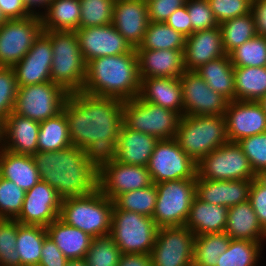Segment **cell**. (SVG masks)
Listing matches in <instances>:
<instances>
[{"label":"cell","mask_w":266,"mask_h":266,"mask_svg":"<svg viewBox=\"0 0 266 266\" xmlns=\"http://www.w3.org/2000/svg\"><path fill=\"white\" fill-rule=\"evenodd\" d=\"M194 71L212 90L224 96L229 102L235 100L234 66L229 55L211 60Z\"/></svg>","instance_id":"cell-32"},{"label":"cell","mask_w":266,"mask_h":266,"mask_svg":"<svg viewBox=\"0 0 266 266\" xmlns=\"http://www.w3.org/2000/svg\"><path fill=\"white\" fill-rule=\"evenodd\" d=\"M195 235L185 225L158 228L152 266H192Z\"/></svg>","instance_id":"cell-13"},{"label":"cell","mask_w":266,"mask_h":266,"mask_svg":"<svg viewBox=\"0 0 266 266\" xmlns=\"http://www.w3.org/2000/svg\"><path fill=\"white\" fill-rule=\"evenodd\" d=\"M235 100L259 102L266 95V67H234Z\"/></svg>","instance_id":"cell-35"},{"label":"cell","mask_w":266,"mask_h":266,"mask_svg":"<svg viewBox=\"0 0 266 266\" xmlns=\"http://www.w3.org/2000/svg\"><path fill=\"white\" fill-rule=\"evenodd\" d=\"M165 23L186 37L192 34V24L186 5L176 9Z\"/></svg>","instance_id":"cell-54"},{"label":"cell","mask_w":266,"mask_h":266,"mask_svg":"<svg viewBox=\"0 0 266 266\" xmlns=\"http://www.w3.org/2000/svg\"><path fill=\"white\" fill-rule=\"evenodd\" d=\"M149 24L147 3L143 0H115L112 25L130 43L139 47Z\"/></svg>","instance_id":"cell-21"},{"label":"cell","mask_w":266,"mask_h":266,"mask_svg":"<svg viewBox=\"0 0 266 266\" xmlns=\"http://www.w3.org/2000/svg\"><path fill=\"white\" fill-rule=\"evenodd\" d=\"M256 178L266 186V169L261 170L258 174H256Z\"/></svg>","instance_id":"cell-60"},{"label":"cell","mask_w":266,"mask_h":266,"mask_svg":"<svg viewBox=\"0 0 266 266\" xmlns=\"http://www.w3.org/2000/svg\"><path fill=\"white\" fill-rule=\"evenodd\" d=\"M231 238L225 232L195 236L192 266H216Z\"/></svg>","instance_id":"cell-38"},{"label":"cell","mask_w":266,"mask_h":266,"mask_svg":"<svg viewBox=\"0 0 266 266\" xmlns=\"http://www.w3.org/2000/svg\"><path fill=\"white\" fill-rule=\"evenodd\" d=\"M8 19L5 17V15L3 14L1 7H0V25H2L3 23H5Z\"/></svg>","instance_id":"cell-62"},{"label":"cell","mask_w":266,"mask_h":266,"mask_svg":"<svg viewBox=\"0 0 266 266\" xmlns=\"http://www.w3.org/2000/svg\"><path fill=\"white\" fill-rule=\"evenodd\" d=\"M153 184L146 166L122 164L116 160L98 169V189L109 199L119 194L142 189Z\"/></svg>","instance_id":"cell-16"},{"label":"cell","mask_w":266,"mask_h":266,"mask_svg":"<svg viewBox=\"0 0 266 266\" xmlns=\"http://www.w3.org/2000/svg\"><path fill=\"white\" fill-rule=\"evenodd\" d=\"M237 143L248 158L255 174L266 169V132L246 137Z\"/></svg>","instance_id":"cell-48"},{"label":"cell","mask_w":266,"mask_h":266,"mask_svg":"<svg viewBox=\"0 0 266 266\" xmlns=\"http://www.w3.org/2000/svg\"><path fill=\"white\" fill-rule=\"evenodd\" d=\"M26 192L0 176V219H16L22 211Z\"/></svg>","instance_id":"cell-45"},{"label":"cell","mask_w":266,"mask_h":266,"mask_svg":"<svg viewBox=\"0 0 266 266\" xmlns=\"http://www.w3.org/2000/svg\"><path fill=\"white\" fill-rule=\"evenodd\" d=\"M197 176L208 180H253L256 174L242 148L235 142L215 149L197 163Z\"/></svg>","instance_id":"cell-11"},{"label":"cell","mask_w":266,"mask_h":266,"mask_svg":"<svg viewBox=\"0 0 266 266\" xmlns=\"http://www.w3.org/2000/svg\"><path fill=\"white\" fill-rule=\"evenodd\" d=\"M140 80L139 97L142 100L174 110L183 116V97L179 78L157 77Z\"/></svg>","instance_id":"cell-27"},{"label":"cell","mask_w":266,"mask_h":266,"mask_svg":"<svg viewBox=\"0 0 266 266\" xmlns=\"http://www.w3.org/2000/svg\"><path fill=\"white\" fill-rule=\"evenodd\" d=\"M219 26L222 35L223 47L227 55L257 35L251 12L246 15L227 20L219 24Z\"/></svg>","instance_id":"cell-39"},{"label":"cell","mask_w":266,"mask_h":266,"mask_svg":"<svg viewBox=\"0 0 266 266\" xmlns=\"http://www.w3.org/2000/svg\"><path fill=\"white\" fill-rule=\"evenodd\" d=\"M261 243L231 239L225 252L218 258L216 266H256Z\"/></svg>","instance_id":"cell-40"},{"label":"cell","mask_w":266,"mask_h":266,"mask_svg":"<svg viewBox=\"0 0 266 266\" xmlns=\"http://www.w3.org/2000/svg\"><path fill=\"white\" fill-rule=\"evenodd\" d=\"M115 0H80L79 28L112 24Z\"/></svg>","instance_id":"cell-44"},{"label":"cell","mask_w":266,"mask_h":266,"mask_svg":"<svg viewBox=\"0 0 266 266\" xmlns=\"http://www.w3.org/2000/svg\"><path fill=\"white\" fill-rule=\"evenodd\" d=\"M157 230L152 217L113 206L109 235L122 254H151Z\"/></svg>","instance_id":"cell-7"},{"label":"cell","mask_w":266,"mask_h":266,"mask_svg":"<svg viewBox=\"0 0 266 266\" xmlns=\"http://www.w3.org/2000/svg\"><path fill=\"white\" fill-rule=\"evenodd\" d=\"M118 266H152L150 254H121Z\"/></svg>","instance_id":"cell-57"},{"label":"cell","mask_w":266,"mask_h":266,"mask_svg":"<svg viewBox=\"0 0 266 266\" xmlns=\"http://www.w3.org/2000/svg\"><path fill=\"white\" fill-rule=\"evenodd\" d=\"M123 103L82 91L69 93L64 103L62 111L68 121L71 143L82 149L86 159L97 169L116 159Z\"/></svg>","instance_id":"cell-1"},{"label":"cell","mask_w":266,"mask_h":266,"mask_svg":"<svg viewBox=\"0 0 266 266\" xmlns=\"http://www.w3.org/2000/svg\"><path fill=\"white\" fill-rule=\"evenodd\" d=\"M68 95L52 81L18 87L13 113L42 122L62 112Z\"/></svg>","instance_id":"cell-10"},{"label":"cell","mask_w":266,"mask_h":266,"mask_svg":"<svg viewBox=\"0 0 266 266\" xmlns=\"http://www.w3.org/2000/svg\"><path fill=\"white\" fill-rule=\"evenodd\" d=\"M225 55L227 54L223 47L220 26L195 31L186 37L184 68L186 71H194L199 66Z\"/></svg>","instance_id":"cell-24"},{"label":"cell","mask_w":266,"mask_h":266,"mask_svg":"<svg viewBox=\"0 0 266 266\" xmlns=\"http://www.w3.org/2000/svg\"><path fill=\"white\" fill-rule=\"evenodd\" d=\"M185 5L192 24V34L219 26L208 0H187Z\"/></svg>","instance_id":"cell-49"},{"label":"cell","mask_w":266,"mask_h":266,"mask_svg":"<svg viewBox=\"0 0 266 266\" xmlns=\"http://www.w3.org/2000/svg\"><path fill=\"white\" fill-rule=\"evenodd\" d=\"M228 208L203 202L194 198L190 208V214L185 226L195 236L224 232L227 225Z\"/></svg>","instance_id":"cell-31"},{"label":"cell","mask_w":266,"mask_h":266,"mask_svg":"<svg viewBox=\"0 0 266 266\" xmlns=\"http://www.w3.org/2000/svg\"><path fill=\"white\" fill-rule=\"evenodd\" d=\"M32 157L40 180L54 188L62 199L87 195L98 189V169L79 147L71 145L58 151L37 152Z\"/></svg>","instance_id":"cell-2"},{"label":"cell","mask_w":266,"mask_h":266,"mask_svg":"<svg viewBox=\"0 0 266 266\" xmlns=\"http://www.w3.org/2000/svg\"><path fill=\"white\" fill-rule=\"evenodd\" d=\"M157 200L152 215L158 228L186 224L196 197V179L156 183Z\"/></svg>","instance_id":"cell-9"},{"label":"cell","mask_w":266,"mask_h":266,"mask_svg":"<svg viewBox=\"0 0 266 266\" xmlns=\"http://www.w3.org/2000/svg\"><path fill=\"white\" fill-rule=\"evenodd\" d=\"M224 117L229 142L266 132V113L259 102L230 101Z\"/></svg>","instance_id":"cell-20"},{"label":"cell","mask_w":266,"mask_h":266,"mask_svg":"<svg viewBox=\"0 0 266 266\" xmlns=\"http://www.w3.org/2000/svg\"><path fill=\"white\" fill-rule=\"evenodd\" d=\"M181 117L176 111L148 103L139 96L123 103V124L159 140L175 137Z\"/></svg>","instance_id":"cell-8"},{"label":"cell","mask_w":266,"mask_h":266,"mask_svg":"<svg viewBox=\"0 0 266 266\" xmlns=\"http://www.w3.org/2000/svg\"><path fill=\"white\" fill-rule=\"evenodd\" d=\"M159 141L154 136L121 127L117 142L116 161L136 166H146L149 163L156 143Z\"/></svg>","instance_id":"cell-26"},{"label":"cell","mask_w":266,"mask_h":266,"mask_svg":"<svg viewBox=\"0 0 266 266\" xmlns=\"http://www.w3.org/2000/svg\"><path fill=\"white\" fill-rule=\"evenodd\" d=\"M259 103L261 104V106L263 107V109L266 113V95L263 96V98L259 101Z\"/></svg>","instance_id":"cell-63"},{"label":"cell","mask_w":266,"mask_h":266,"mask_svg":"<svg viewBox=\"0 0 266 266\" xmlns=\"http://www.w3.org/2000/svg\"><path fill=\"white\" fill-rule=\"evenodd\" d=\"M187 0H151L147 2L149 22H165Z\"/></svg>","instance_id":"cell-51"},{"label":"cell","mask_w":266,"mask_h":266,"mask_svg":"<svg viewBox=\"0 0 266 266\" xmlns=\"http://www.w3.org/2000/svg\"><path fill=\"white\" fill-rule=\"evenodd\" d=\"M62 198L48 183L40 180L26 191L22 211L16 220L24 225L47 227L60 212Z\"/></svg>","instance_id":"cell-18"},{"label":"cell","mask_w":266,"mask_h":266,"mask_svg":"<svg viewBox=\"0 0 266 266\" xmlns=\"http://www.w3.org/2000/svg\"><path fill=\"white\" fill-rule=\"evenodd\" d=\"M140 79L170 77L179 78L184 68L183 52L173 49H135Z\"/></svg>","instance_id":"cell-22"},{"label":"cell","mask_w":266,"mask_h":266,"mask_svg":"<svg viewBox=\"0 0 266 266\" xmlns=\"http://www.w3.org/2000/svg\"><path fill=\"white\" fill-rule=\"evenodd\" d=\"M72 145L68 121L62 111L52 118L40 122L38 152H53Z\"/></svg>","instance_id":"cell-36"},{"label":"cell","mask_w":266,"mask_h":266,"mask_svg":"<svg viewBox=\"0 0 266 266\" xmlns=\"http://www.w3.org/2000/svg\"><path fill=\"white\" fill-rule=\"evenodd\" d=\"M147 168L154 184L197 177V163L179 147L174 138L156 143Z\"/></svg>","instance_id":"cell-12"},{"label":"cell","mask_w":266,"mask_h":266,"mask_svg":"<svg viewBox=\"0 0 266 266\" xmlns=\"http://www.w3.org/2000/svg\"><path fill=\"white\" fill-rule=\"evenodd\" d=\"M50 237L68 260L84 259L93 238L82 230L67 225L57 218L47 227Z\"/></svg>","instance_id":"cell-29"},{"label":"cell","mask_w":266,"mask_h":266,"mask_svg":"<svg viewBox=\"0 0 266 266\" xmlns=\"http://www.w3.org/2000/svg\"><path fill=\"white\" fill-rule=\"evenodd\" d=\"M75 33L86 64L98 57L125 54L134 49L112 24L79 28Z\"/></svg>","instance_id":"cell-17"},{"label":"cell","mask_w":266,"mask_h":266,"mask_svg":"<svg viewBox=\"0 0 266 266\" xmlns=\"http://www.w3.org/2000/svg\"><path fill=\"white\" fill-rule=\"evenodd\" d=\"M47 236L46 227L24 225L17 221L15 245L20 256V266H38L43 242Z\"/></svg>","instance_id":"cell-34"},{"label":"cell","mask_w":266,"mask_h":266,"mask_svg":"<svg viewBox=\"0 0 266 266\" xmlns=\"http://www.w3.org/2000/svg\"><path fill=\"white\" fill-rule=\"evenodd\" d=\"M0 176L25 192L40 181L32 155L15 154L3 148L0 149Z\"/></svg>","instance_id":"cell-30"},{"label":"cell","mask_w":266,"mask_h":266,"mask_svg":"<svg viewBox=\"0 0 266 266\" xmlns=\"http://www.w3.org/2000/svg\"><path fill=\"white\" fill-rule=\"evenodd\" d=\"M52 0H23V3L31 16L40 17L39 12L34 10V7L38 6L44 8L47 11ZM46 8V9H45ZM33 9V10H32Z\"/></svg>","instance_id":"cell-58"},{"label":"cell","mask_w":266,"mask_h":266,"mask_svg":"<svg viewBox=\"0 0 266 266\" xmlns=\"http://www.w3.org/2000/svg\"><path fill=\"white\" fill-rule=\"evenodd\" d=\"M256 34L266 37V0H256L251 3Z\"/></svg>","instance_id":"cell-56"},{"label":"cell","mask_w":266,"mask_h":266,"mask_svg":"<svg viewBox=\"0 0 266 266\" xmlns=\"http://www.w3.org/2000/svg\"><path fill=\"white\" fill-rule=\"evenodd\" d=\"M68 259L50 237H46L41 250V260L38 266H66Z\"/></svg>","instance_id":"cell-53"},{"label":"cell","mask_w":266,"mask_h":266,"mask_svg":"<svg viewBox=\"0 0 266 266\" xmlns=\"http://www.w3.org/2000/svg\"><path fill=\"white\" fill-rule=\"evenodd\" d=\"M252 180H208L196 177V197L227 208L249 200Z\"/></svg>","instance_id":"cell-23"},{"label":"cell","mask_w":266,"mask_h":266,"mask_svg":"<svg viewBox=\"0 0 266 266\" xmlns=\"http://www.w3.org/2000/svg\"><path fill=\"white\" fill-rule=\"evenodd\" d=\"M224 232L231 239L261 243V239L266 238V231L260 225L249 200L228 208L227 225Z\"/></svg>","instance_id":"cell-28"},{"label":"cell","mask_w":266,"mask_h":266,"mask_svg":"<svg viewBox=\"0 0 266 266\" xmlns=\"http://www.w3.org/2000/svg\"><path fill=\"white\" fill-rule=\"evenodd\" d=\"M121 251L110 235L93 238L85 261L87 266H118Z\"/></svg>","instance_id":"cell-43"},{"label":"cell","mask_w":266,"mask_h":266,"mask_svg":"<svg viewBox=\"0 0 266 266\" xmlns=\"http://www.w3.org/2000/svg\"><path fill=\"white\" fill-rule=\"evenodd\" d=\"M186 36L165 22H149L144 38L136 49H173L184 51Z\"/></svg>","instance_id":"cell-37"},{"label":"cell","mask_w":266,"mask_h":266,"mask_svg":"<svg viewBox=\"0 0 266 266\" xmlns=\"http://www.w3.org/2000/svg\"><path fill=\"white\" fill-rule=\"evenodd\" d=\"M249 201L256 213L260 225L266 231V186L257 178L252 180Z\"/></svg>","instance_id":"cell-52"},{"label":"cell","mask_w":266,"mask_h":266,"mask_svg":"<svg viewBox=\"0 0 266 266\" xmlns=\"http://www.w3.org/2000/svg\"><path fill=\"white\" fill-rule=\"evenodd\" d=\"M157 200L156 185H152L119 194L114 200V205L121 210L136 212L144 216L152 217Z\"/></svg>","instance_id":"cell-41"},{"label":"cell","mask_w":266,"mask_h":266,"mask_svg":"<svg viewBox=\"0 0 266 266\" xmlns=\"http://www.w3.org/2000/svg\"><path fill=\"white\" fill-rule=\"evenodd\" d=\"M4 141V122L0 119V149L3 147Z\"/></svg>","instance_id":"cell-61"},{"label":"cell","mask_w":266,"mask_h":266,"mask_svg":"<svg viewBox=\"0 0 266 266\" xmlns=\"http://www.w3.org/2000/svg\"><path fill=\"white\" fill-rule=\"evenodd\" d=\"M80 15V0H52L47 11L40 12L43 31H76Z\"/></svg>","instance_id":"cell-33"},{"label":"cell","mask_w":266,"mask_h":266,"mask_svg":"<svg viewBox=\"0 0 266 266\" xmlns=\"http://www.w3.org/2000/svg\"><path fill=\"white\" fill-rule=\"evenodd\" d=\"M229 56L234 67H266V37L256 35Z\"/></svg>","instance_id":"cell-42"},{"label":"cell","mask_w":266,"mask_h":266,"mask_svg":"<svg viewBox=\"0 0 266 266\" xmlns=\"http://www.w3.org/2000/svg\"><path fill=\"white\" fill-rule=\"evenodd\" d=\"M18 85L13 67L0 66V119L5 122L13 112Z\"/></svg>","instance_id":"cell-47"},{"label":"cell","mask_w":266,"mask_h":266,"mask_svg":"<svg viewBox=\"0 0 266 266\" xmlns=\"http://www.w3.org/2000/svg\"><path fill=\"white\" fill-rule=\"evenodd\" d=\"M208 2L218 24L251 12V2L248 0H208Z\"/></svg>","instance_id":"cell-50"},{"label":"cell","mask_w":266,"mask_h":266,"mask_svg":"<svg viewBox=\"0 0 266 266\" xmlns=\"http://www.w3.org/2000/svg\"><path fill=\"white\" fill-rule=\"evenodd\" d=\"M16 238L17 220L0 219V266H20Z\"/></svg>","instance_id":"cell-46"},{"label":"cell","mask_w":266,"mask_h":266,"mask_svg":"<svg viewBox=\"0 0 266 266\" xmlns=\"http://www.w3.org/2000/svg\"><path fill=\"white\" fill-rule=\"evenodd\" d=\"M113 206V200L97 189L87 195L62 199L58 218L97 238L110 234Z\"/></svg>","instance_id":"cell-4"},{"label":"cell","mask_w":266,"mask_h":266,"mask_svg":"<svg viewBox=\"0 0 266 266\" xmlns=\"http://www.w3.org/2000/svg\"><path fill=\"white\" fill-rule=\"evenodd\" d=\"M40 122L11 112L4 122L3 149L15 154L33 155L38 152Z\"/></svg>","instance_id":"cell-25"},{"label":"cell","mask_w":266,"mask_h":266,"mask_svg":"<svg viewBox=\"0 0 266 266\" xmlns=\"http://www.w3.org/2000/svg\"><path fill=\"white\" fill-rule=\"evenodd\" d=\"M43 31L41 17L7 20L0 25V66L13 67Z\"/></svg>","instance_id":"cell-14"},{"label":"cell","mask_w":266,"mask_h":266,"mask_svg":"<svg viewBox=\"0 0 266 266\" xmlns=\"http://www.w3.org/2000/svg\"><path fill=\"white\" fill-rule=\"evenodd\" d=\"M179 81L182 88L183 115H224L229 101L212 90L195 71H185Z\"/></svg>","instance_id":"cell-15"},{"label":"cell","mask_w":266,"mask_h":266,"mask_svg":"<svg viewBox=\"0 0 266 266\" xmlns=\"http://www.w3.org/2000/svg\"><path fill=\"white\" fill-rule=\"evenodd\" d=\"M51 39L53 60L51 81L68 93L80 92L86 78V62L80 51L75 31H44Z\"/></svg>","instance_id":"cell-5"},{"label":"cell","mask_w":266,"mask_h":266,"mask_svg":"<svg viewBox=\"0 0 266 266\" xmlns=\"http://www.w3.org/2000/svg\"><path fill=\"white\" fill-rule=\"evenodd\" d=\"M174 139L198 163L203 157L229 142L225 117L183 115Z\"/></svg>","instance_id":"cell-6"},{"label":"cell","mask_w":266,"mask_h":266,"mask_svg":"<svg viewBox=\"0 0 266 266\" xmlns=\"http://www.w3.org/2000/svg\"><path fill=\"white\" fill-rule=\"evenodd\" d=\"M140 83L134 48L129 53L103 56L89 61L82 92L128 101L139 96Z\"/></svg>","instance_id":"cell-3"},{"label":"cell","mask_w":266,"mask_h":266,"mask_svg":"<svg viewBox=\"0 0 266 266\" xmlns=\"http://www.w3.org/2000/svg\"><path fill=\"white\" fill-rule=\"evenodd\" d=\"M66 266H87L85 259L68 260Z\"/></svg>","instance_id":"cell-59"},{"label":"cell","mask_w":266,"mask_h":266,"mask_svg":"<svg viewBox=\"0 0 266 266\" xmlns=\"http://www.w3.org/2000/svg\"><path fill=\"white\" fill-rule=\"evenodd\" d=\"M52 60L51 39L42 31L26 55L13 66L18 87L51 81Z\"/></svg>","instance_id":"cell-19"},{"label":"cell","mask_w":266,"mask_h":266,"mask_svg":"<svg viewBox=\"0 0 266 266\" xmlns=\"http://www.w3.org/2000/svg\"><path fill=\"white\" fill-rule=\"evenodd\" d=\"M0 7L8 20L24 19L31 16L23 0H0Z\"/></svg>","instance_id":"cell-55"}]
</instances>
